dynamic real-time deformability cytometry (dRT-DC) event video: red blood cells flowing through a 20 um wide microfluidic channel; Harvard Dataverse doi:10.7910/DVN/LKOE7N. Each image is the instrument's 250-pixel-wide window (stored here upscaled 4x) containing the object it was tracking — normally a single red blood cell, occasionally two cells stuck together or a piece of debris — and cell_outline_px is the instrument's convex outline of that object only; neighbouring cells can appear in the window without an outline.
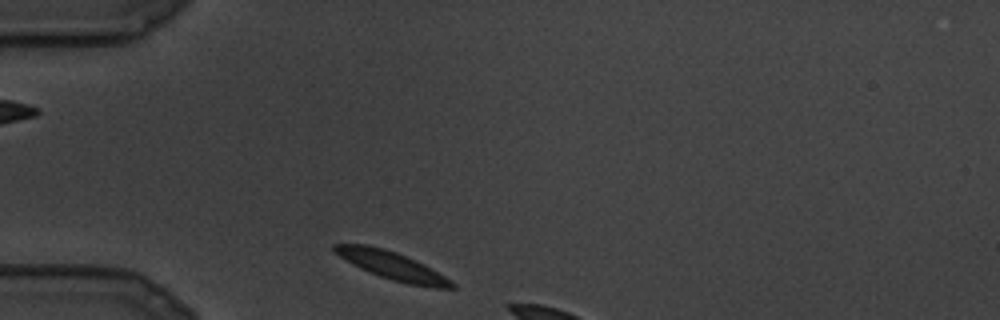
{"species": "common noctule bat (a hibernating species)", "species_latin": "Nyctalus noctula", "temperature_condition": "cold", "stored_images_in_passage": 2, "camera_frame_rate_fps": 3000, "um_per_image_px": 0.085, "animal": {"sex": "male", "body_mass_g": 19.5, "forearm_length_mm": 54.6}, "frame": {"image": 1, "passage_image": 1, "time_ms": 0.0, "image_size_px": [1000, 320], "cell_outline_px": [[456, 288], [432, 288], [408, 284], [392, 280], [380, 276], [360, 268], [340, 256], [332, 248], [332, 244], [368, 244], [384, 248], [396, 252], [416, 260], [424, 264], [452, 280], [456, 284]], "centroid_in_image_um": [33.38, 22.58], "position_along_channel_um": 51.6, "area_um2": 19.07}}